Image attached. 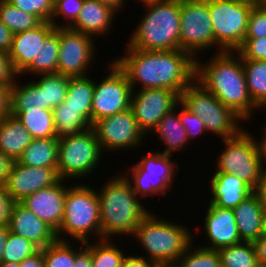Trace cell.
I'll return each mask as SVG.
<instances>
[{
  "label": "cell",
  "instance_id": "cell-1",
  "mask_svg": "<svg viewBox=\"0 0 266 267\" xmlns=\"http://www.w3.org/2000/svg\"><path fill=\"white\" fill-rule=\"evenodd\" d=\"M125 52L113 60L126 73L132 91L140 85L139 89L164 88L180 96L195 80L196 59L186 51H147L127 45Z\"/></svg>",
  "mask_w": 266,
  "mask_h": 267
},
{
  "label": "cell",
  "instance_id": "cell-2",
  "mask_svg": "<svg viewBox=\"0 0 266 267\" xmlns=\"http://www.w3.org/2000/svg\"><path fill=\"white\" fill-rule=\"evenodd\" d=\"M212 56L204 63L196 58L195 80L246 123L259 108L249 94L241 55L222 51Z\"/></svg>",
  "mask_w": 266,
  "mask_h": 267
},
{
  "label": "cell",
  "instance_id": "cell-3",
  "mask_svg": "<svg viewBox=\"0 0 266 267\" xmlns=\"http://www.w3.org/2000/svg\"><path fill=\"white\" fill-rule=\"evenodd\" d=\"M97 190L100 209L101 240L114 236L129 237L134 234L141 220L152 210L142 205V198L134 193L130 181L122 173L107 177ZM99 190V192H98ZM113 236V237H111Z\"/></svg>",
  "mask_w": 266,
  "mask_h": 267
},
{
  "label": "cell",
  "instance_id": "cell-4",
  "mask_svg": "<svg viewBox=\"0 0 266 267\" xmlns=\"http://www.w3.org/2000/svg\"><path fill=\"white\" fill-rule=\"evenodd\" d=\"M142 4L145 14L127 45L147 51L179 49L180 0H150Z\"/></svg>",
  "mask_w": 266,
  "mask_h": 267
},
{
  "label": "cell",
  "instance_id": "cell-5",
  "mask_svg": "<svg viewBox=\"0 0 266 267\" xmlns=\"http://www.w3.org/2000/svg\"><path fill=\"white\" fill-rule=\"evenodd\" d=\"M157 217L149 212L132 235L146 251L147 259L159 266H174L195 239L190 227ZM148 253V254H147Z\"/></svg>",
  "mask_w": 266,
  "mask_h": 267
},
{
  "label": "cell",
  "instance_id": "cell-6",
  "mask_svg": "<svg viewBox=\"0 0 266 267\" xmlns=\"http://www.w3.org/2000/svg\"><path fill=\"white\" fill-rule=\"evenodd\" d=\"M82 182L73 181L66 190L63 222L56 232L57 240H74L75 244L90 242L94 236L95 240H101L98 194L93 186ZM65 236L71 239L66 240Z\"/></svg>",
  "mask_w": 266,
  "mask_h": 267
},
{
  "label": "cell",
  "instance_id": "cell-7",
  "mask_svg": "<svg viewBox=\"0 0 266 267\" xmlns=\"http://www.w3.org/2000/svg\"><path fill=\"white\" fill-rule=\"evenodd\" d=\"M180 103L201 119L207 133L216 134L221 140L234 137L243 129L240 124L245 121L196 80L181 92Z\"/></svg>",
  "mask_w": 266,
  "mask_h": 267
},
{
  "label": "cell",
  "instance_id": "cell-8",
  "mask_svg": "<svg viewBox=\"0 0 266 267\" xmlns=\"http://www.w3.org/2000/svg\"><path fill=\"white\" fill-rule=\"evenodd\" d=\"M245 126L234 137L222 139L225 144L217 157L215 172H226L237 176L253 190L258 186L263 165L258 139Z\"/></svg>",
  "mask_w": 266,
  "mask_h": 267
},
{
  "label": "cell",
  "instance_id": "cell-9",
  "mask_svg": "<svg viewBox=\"0 0 266 267\" xmlns=\"http://www.w3.org/2000/svg\"><path fill=\"white\" fill-rule=\"evenodd\" d=\"M249 0H208L214 31L215 52H237L243 45L249 14L255 5Z\"/></svg>",
  "mask_w": 266,
  "mask_h": 267
},
{
  "label": "cell",
  "instance_id": "cell-10",
  "mask_svg": "<svg viewBox=\"0 0 266 267\" xmlns=\"http://www.w3.org/2000/svg\"><path fill=\"white\" fill-rule=\"evenodd\" d=\"M104 155L95 132L89 128L74 136L59 139L57 172L62 180L85 179L99 167Z\"/></svg>",
  "mask_w": 266,
  "mask_h": 267
},
{
  "label": "cell",
  "instance_id": "cell-11",
  "mask_svg": "<svg viewBox=\"0 0 266 267\" xmlns=\"http://www.w3.org/2000/svg\"><path fill=\"white\" fill-rule=\"evenodd\" d=\"M171 158L172 155L162 154L158 150L156 152L149 151L147 154H143L141 160L136 164H132L131 176L126 171L125 173L121 172L130 181L134 193L139 198L144 199L147 196L154 198L159 194L166 196L168 195L167 190H171V186L176 181L175 177L180 169L179 164Z\"/></svg>",
  "mask_w": 266,
  "mask_h": 267
},
{
  "label": "cell",
  "instance_id": "cell-12",
  "mask_svg": "<svg viewBox=\"0 0 266 267\" xmlns=\"http://www.w3.org/2000/svg\"><path fill=\"white\" fill-rule=\"evenodd\" d=\"M180 23V50L190 53L196 59L199 53L202 54L201 51L214 48L208 0H180Z\"/></svg>",
  "mask_w": 266,
  "mask_h": 267
},
{
  "label": "cell",
  "instance_id": "cell-13",
  "mask_svg": "<svg viewBox=\"0 0 266 267\" xmlns=\"http://www.w3.org/2000/svg\"><path fill=\"white\" fill-rule=\"evenodd\" d=\"M109 63V74L101 82L94 81L91 124L130 108L132 88L128 77L114 60Z\"/></svg>",
  "mask_w": 266,
  "mask_h": 267
},
{
  "label": "cell",
  "instance_id": "cell-14",
  "mask_svg": "<svg viewBox=\"0 0 266 267\" xmlns=\"http://www.w3.org/2000/svg\"><path fill=\"white\" fill-rule=\"evenodd\" d=\"M96 39L70 27H59L57 73L69 77L90 75L89 66L95 63L94 59L98 54Z\"/></svg>",
  "mask_w": 266,
  "mask_h": 267
},
{
  "label": "cell",
  "instance_id": "cell-15",
  "mask_svg": "<svg viewBox=\"0 0 266 267\" xmlns=\"http://www.w3.org/2000/svg\"><path fill=\"white\" fill-rule=\"evenodd\" d=\"M95 132L102 152H117L121 149H138L146 139V135L140 129L132 110L129 108L123 112L99 119L91 124ZM145 136V137H144Z\"/></svg>",
  "mask_w": 266,
  "mask_h": 267
},
{
  "label": "cell",
  "instance_id": "cell-16",
  "mask_svg": "<svg viewBox=\"0 0 266 267\" xmlns=\"http://www.w3.org/2000/svg\"><path fill=\"white\" fill-rule=\"evenodd\" d=\"M180 102V96L164 88L132 91L130 109L145 135H150L166 113Z\"/></svg>",
  "mask_w": 266,
  "mask_h": 267
},
{
  "label": "cell",
  "instance_id": "cell-17",
  "mask_svg": "<svg viewBox=\"0 0 266 267\" xmlns=\"http://www.w3.org/2000/svg\"><path fill=\"white\" fill-rule=\"evenodd\" d=\"M60 180L57 168L31 167L13 161L5 182L7 192L15 202Z\"/></svg>",
  "mask_w": 266,
  "mask_h": 267
},
{
  "label": "cell",
  "instance_id": "cell-18",
  "mask_svg": "<svg viewBox=\"0 0 266 267\" xmlns=\"http://www.w3.org/2000/svg\"><path fill=\"white\" fill-rule=\"evenodd\" d=\"M64 183L67 184L66 180L60 179L56 184L43 188L20 202L55 232L63 222L64 197L68 188Z\"/></svg>",
  "mask_w": 266,
  "mask_h": 267
},
{
  "label": "cell",
  "instance_id": "cell-19",
  "mask_svg": "<svg viewBox=\"0 0 266 267\" xmlns=\"http://www.w3.org/2000/svg\"><path fill=\"white\" fill-rule=\"evenodd\" d=\"M203 220V231L207 249L218 250L243 242L239 236L235 216L232 209L221 208L209 203ZM209 243V244H208Z\"/></svg>",
  "mask_w": 266,
  "mask_h": 267
},
{
  "label": "cell",
  "instance_id": "cell-20",
  "mask_svg": "<svg viewBox=\"0 0 266 267\" xmlns=\"http://www.w3.org/2000/svg\"><path fill=\"white\" fill-rule=\"evenodd\" d=\"M50 21H42L36 27L13 35L8 57L14 73L19 76L38 57L41 44L55 30Z\"/></svg>",
  "mask_w": 266,
  "mask_h": 267
},
{
  "label": "cell",
  "instance_id": "cell-21",
  "mask_svg": "<svg viewBox=\"0 0 266 267\" xmlns=\"http://www.w3.org/2000/svg\"><path fill=\"white\" fill-rule=\"evenodd\" d=\"M8 226L10 232L30 240L40 249L57 240L56 232L20 202L14 203Z\"/></svg>",
  "mask_w": 266,
  "mask_h": 267
},
{
  "label": "cell",
  "instance_id": "cell-22",
  "mask_svg": "<svg viewBox=\"0 0 266 267\" xmlns=\"http://www.w3.org/2000/svg\"><path fill=\"white\" fill-rule=\"evenodd\" d=\"M210 185L209 203L226 209H234L254 192L242 179L226 172H214Z\"/></svg>",
  "mask_w": 266,
  "mask_h": 267
},
{
  "label": "cell",
  "instance_id": "cell-23",
  "mask_svg": "<svg viewBox=\"0 0 266 267\" xmlns=\"http://www.w3.org/2000/svg\"><path fill=\"white\" fill-rule=\"evenodd\" d=\"M116 15L113 9L97 0H84L79 16L70 28L94 38L103 36L111 31Z\"/></svg>",
  "mask_w": 266,
  "mask_h": 267
},
{
  "label": "cell",
  "instance_id": "cell-24",
  "mask_svg": "<svg viewBox=\"0 0 266 267\" xmlns=\"http://www.w3.org/2000/svg\"><path fill=\"white\" fill-rule=\"evenodd\" d=\"M233 210L237 230L242 241L253 242L261 236L263 207L253 192Z\"/></svg>",
  "mask_w": 266,
  "mask_h": 267
},
{
  "label": "cell",
  "instance_id": "cell-25",
  "mask_svg": "<svg viewBox=\"0 0 266 267\" xmlns=\"http://www.w3.org/2000/svg\"><path fill=\"white\" fill-rule=\"evenodd\" d=\"M32 140V135L14 115L0 119V151L12 161L18 160Z\"/></svg>",
  "mask_w": 266,
  "mask_h": 267
},
{
  "label": "cell",
  "instance_id": "cell-26",
  "mask_svg": "<svg viewBox=\"0 0 266 267\" xmlns=\"http://www.w3.org/2000/svg\"><path fill=\"white\" fill-rule=\"evenodd\" d=\"M38 77L41 78L28 81L22 86L18 83L19 78H15L10 87V111L48 109L44 97V75Z\"/></svg>",
  "mask_w": 266,
  "mask_h": 267
},
{
  "label": "cell",
  "instance_id": "cell-27",
  "mask_svg": "<svg viewBox=\"0 0 266 267\" xmlns=\"http://www.w3.org/2000/svg\"><path fill=\"white\" fill-rule=\"evenodd\" d=\"M179 103L170 112L160 120L157 127L152 131L161 139L166 146L162 154L172 155L180 150H186V145L189 142L185 128L180 122L178 116Z\"/></svg>",
  "mask_w": 266,
  "mask_h": 267
},
{
  "label": "cell",
  "instance_id": "cell-28",
  "mask_svg": "<svg viewBox=\"0 0 266 267\" xmlns=\"http://www.w3.org/2000/svg\"><path fill=\"white\" fill-rule=\"evenodd\" d=\"M58 138L33 139L17 162L31 167L57 168Z\"/></svg>",
  "mask_w": 266,
  "mask_h": 267
},
{
  "label": "cell",
  "instance_id": "cell-29",
  "mask_svg": "<svg viewBox=\"0 0 266 267\" xmlns=\"http://www.w3.org/2000/svg\"><path fill=\"white\" fill-rule=\"evenodd\" d=\"M59 52V27L46 38L41 44L38 57L19 75L33 74L35 77L44 74L57 73ZM37 75V76H36Z\"/></svg>",
  "mask_w": 266,
  "mask_h": 267
},
{
  "label": "cell",
  "instance_id": "cell-30",
  "mask_svg": "<svg viewBox=\"0 0 266 267\" xmlns=\"http://www.w3.org/2000/svg\"><path fill=\"white\" fill-rule=\"evenodd\" d=\"M89 77L91 76L70 77L67 95L63 102L77 109L91 123L94 81Z\"/></svg>",
  "mask_w": 266,
  "mask_h": 267
},
{
  "label": "cell",
  "instance_id": "cell-31",
  "mask_svg": "<svg viewBox=\"0 0 266 267\" xmlns=\"http://www.w3.org/2000/svg\"><path fill=\"white\" fill-rule=\"evenodd\" d=\"M10 114L23 124L33 139L56 138L52 110L10 111Z\"/></svg>",
  "mask_w": 266,
  "mask_h": 267
},
{
  "label": "cell",
  "instance_id": "cell-32",
  "mask_svg": "<svg viewBox=\"0 0 266 267\" xmlns=\"http://www.w3.org/2000/svg\"><path fill=\"white\" fill-rule=\"evenodd\" d=\"M56 138L74 136L91 128V123L73 107L64 102L52 109Z\"/></svg>",
  "mask_w": 266,
  "mask_h": 267
},
{
  "label": "cell",
  "instance_id": "cell-33",
  "mask_svg": "<svg viewBox=\"0 0 266 267\" xmlns=\"http://www.w3.org/2000/svg\"><path fill=\"white\" fill-rule=\"evenodd\" d=\"M249 94L255 105L266 108V60L242 59Z\"/></svg>",
  "mask_w": 266,
  "mask_h": 267
},
{
  "label": "cell",
  "instance_id": "cell-34",
  "mask_svg": "<svg viewBox=\"0 0 266 267\" xmlns=\"http://www.w3.org/2000/svg\"><path fill=\"white\" fill-rule=\"evenodd\" d=\"M223 267H257L256 251L252 242H241L236 245L218 249Z\"/></svg>",
  "mask_w": 266,
  "mask_h": 267
},
{
  "label": "cell",
  "instance_id": "cell-35",
  "mask_svg": "<svg viewBox=\"0 0 266 267\" xmlns=\"http://www.w3.org/2000/svg\"><path fill=\"white\" fill-rule=\"evenodd\" d=\"M126 254L112 239L91 243L92 267H121Z\"/></svg>",
  "mask_w": 266,
  "mask_h": 267
},
{
  "label": "cell",
  "instance_id": "cell-36",
  "mask_svg": "<svg viewBox=\"0 0 266 267\" xmlns=\"http://www.w3.org/2000/svg\"><path fill=\"white\" fill-rule=\"evenodd\" d=\"M0 21L4 23L13 34L32 29L41 23L35 15L16 8L7 0H0Z\"/></svg>",
  "mask_w": 266,
  "mask_h": 267
},
{
  "label": "cell",
  "instance_id": "cell-37",
  "mask_svg": "<svg viewBox=\"0 0 266 267\" xmlns=\"http://www.w3.org/2000/svg\"><path fill=\"white\" fill-rule=\"evenodd\" d=\"M193 243L194 241L180 256L174 265L175 267H221L218 250L207 249L201 247V244L195 245Z\"/></svg>",
  "mask_w": 266,
  "mask_h": 267
},
{
  "label": "cell",
  "instance_id": "cell-38",
  "mask_svg": "<svg viewBox=\"0 0 266 267\" xmlns=\"http://www.w3.org/2000/svg\"><path fill=\"white\" fill-rule=\"evenodd\" d=\"M70 242L56 240L43 248L44 267H73L75 250Z\"/></svg>",
  "mask_w": 266,
  "mask_h": 267
},
{
  "label": "cell",
  "instance_id": "cell-39",
  "mask_svg": "<svg viewBox=\"0 0 266 267\" xmlns=\"http://www.w3.org/2000/svg\"><path fill=\"white\" fill-rule=\"evenodd\" d=\"M39 250L40 248L30 240L9 232L4 246L3 261L21 263Z\"/></svg>",
  "mask_w": 266,
  "mask_h": 267
},
{
  "label": "cell",
  "instance_id": "cell-40",
  "mask_svg": "<svg viewBox=\"0 0 266 267\" xmlns=\"http://www.w3.org/2000/svg\"><path fill=\"white\" fill-rule=\"evenodd\" d=\"M69 78L58 73L44 74V97L48 110H52L65 100Z\"/></svg>",
  "mask_w": 266,
  "mask_h": 267
},
{
  "label": "cell",
  "instance_id": "cell-41",
  "mask_svg": "<svg viewBox=\"0 0 266 267\" xmlns=\"http://www.w3.org/2000/svg\"><path fill=\"white\" fill-rule=\"evenodd\" d=\"M83 2L84 0H54L51 23L55 27H70L78 18ZM57 17L65 20L59 24Z\"/></svg>",
  "mask_w": 266,
  "mask_h": 267
},
{
  "label": "cell",
  "instance_id": "cell-42",
  "mask_svg": "<svg viewBox=\"0 0 266 267\" xmlns=\"http://www.w3.org/2000/svg\"><path fill=\"white\" fill-rule=\"evenodd\" d=\"M16 8L35 15L41 22L50 21L54 0H7Z\"/></svg>",
  "mask_w": 266,
  "mask_h": 267
},
{
  "label": "cell",
  "instance_id": "cell-43",
  "mask_svg": "<svg viewBox=\"0 0 266 267\" xmlns=\"http://www.w3.org/2000/svg\"><path fill=\"white\" fill-rule=\"evenodd\" d=\"M179 108L180 110L178 111V116L181 124L185 128V132L187 134L189 142L192 139L194 140V138L197 137L198 135L200 136L207 132L204 123L197 115L190 112L180 102H179Z\"/></svg>",
  "mask_w": 266,
  "mask_h": 267
},
{
  "label": "cell",
  "instance_id": "cell-44",
  "mask_svg": "<svg viewBox=\"0 0 266 267\" xmlns=\"http://www.w3.org/2000/svg\"><path fill=\"white\" fill-rule=\"evenodd\" d=\"M266 36V9L255 4L249 14L245 38Z\"/></svg>",
  "mask_w": 266,
  "mask_h": 267
},
{
  "label": "cell",
  "instance_id": "cell-45",
  "mask_svg": "<svg viewBox=\"0 0 266 267\" xmlns=\"http://www.w3.org/2000/svg\"><path fill=\"white\" fill-rule=\"evenodd\" d=\"M242 59L266 60V36L245 38L242 47L237 51Z\"/></svg>",
  "mask_w": 266,
  "mask_h": 267
},
{
  "label": "cell",
  "instance_id": "cell-46",
  "mask_svg": "<svg viewBox=\"0 0 266 267\" xmlns=\"http://www.w3.org/2000/svg\"><path fill=\"white\" fill-rule=\"evenodd\" d=\"M14 203L15 201L7 192L5 184H0V226L9 225Z\"/></svg>",
  "mask_w": 266,
  "mask_h": 267
},
{
  "label": "cell",
  "instance_id": "cell-47",
  "mask_svg": "<svg viewBox=\"0 0 266 267\" xmlns=\"http://www.w3.org/2000/svg\"><path fill=\"white\" fill-rule=\"evenodd\" d=\"M17 76L11 66L7 53L0 52V84L12 85Z\"/></svg>",
  "mask_w": 266,
  "mask_h": 267
},
{
  "label": "cell",
  "instance_id": "cell-48",
  "mask_svg": "<svg viewBox=\"0 0 266 267\" xmlns=\"http://www.w3.org/2000/svg\"><path fill=\"white\" fill-rule=\"evenodd\" d=\"M79 243L80 248L78 246L75 249V262L73 267H92L91 242Z\"/></svg>",
  "mask_w": 266,
  "mask_h": 267
},
{
  "label": "cell",
  "instance_id": "cell-49",
  "mask_svg": "<svg viewBox=\"0 0 266 267\" xmlns=\"http://www.w3.org/2000/svg\"><path fill=\"white\" fill-rule=\"evenodd\" d=\"M121 267H159V265L151 260L139 255H126L123 259Z\"/></svg>",
  "mask_w": 266,
  "mask_h": 267
},
{
  "label": "cell",
  "instance_id": "cell-50",
  "mask_svg": "<svg viewBox=\"0 0 266 267\" xmlns=\"http://www.w3.org/2000/svg\"><path fill=\"white\" fill-rule=\"evenodd\" d=\"M0 84V119L10 114V87Z\"/></svg>",
  "mask_w": 266,
  "mask_h": 267
},
{
  "label": "cell",
  "instance_id": "cell-51",
  "mask_svg": "<svg viewBox=\"0 0 266 267\" xmlns=\"http://www.w3.org/2000/svg\"><path fill=\"white\" fill-rule=\"evenodd\" d=\"M13 35V32L0 21V52L8 53Z\"/></svg>",
  "mask_w": 266,
  "mask_h": 267
},
{
  "label": "cell",
  "instance_id": "cell-52",
  "mask_svg": "<svg viewBox=\"0 0 266 267\" xmlns=\"http://www.w3.org/2000/svg\"><path fill=\"white\" fill-rule=\"evenodd\" d=\"M252 243L256 251L258 264L266 266V236H260Z\"/></svg>",
  "mask_w": 266,
  "mask_h": 267
},
{
  "label": "cell",
  "instance_id": "cell-53",
  "mask_svg": "<svg viewBox=\"0 0 266 267\" xmlns=\"http://www.w3.org/2000/svg\"><path fill=\"white\" fill-rule=\"evenodd\" d=\"M20 267H44L43 249H40L32 256L25 258L20 263Z\"/></svg>",
  "mask_w": 266,
  "mask_h": 267
},
{
  "label": "cell",
  "instance_id": "cell-54",
  "mask_svg": "<svg viewBox=\"0 0 266 267\" xmlns=\"http://www.w3.org/2000/svg\"><path fill=\"white\" fill-rule=\"evenodd\" d=\"M12 162L8 156L0 151V184H5Z\"/></svg>",
  "mask_w": 266,
  "mask_h": 267
},
{
  "label": "cell",
  "instance_id": "cell-55",
  "mask_svg": "<svg viewBox=\"0 0 266 267\" xmlns=\"http://www.w3.org/2000/svg\"><path fill=\"white\" fill-rule=\"evenodd\" d=\"M254 192L258 195L263 210H266V171L262 170L260 181Z\"/></svg>",
  "mask_w": 266,
  "mask_h": 267
},
{
  "label": "cell",
  "instance_id": "cell-56",
  "mask_svg": "<svg viewBox=\"0 0 266 267\" xmlns=\"http://www.w3.org/2000/svg\"><path fill=\"white\" fill-rule=\"evenodd\" d=\"M100 4L107 5L111 9H113L116 13H120L122 9H125V5L127 4V0H97Z\"/></svg>",
  "mask_w": 266,
  "mask_h": 267
},
{
  "label": "cell",
  "instance_id": "cell-57",
  "mask_svg": "<svg viewBox=\"0 0 266 267\" xmlns=\"http://www.w3.org/2000/svg\"><path fill=\"white\" fill-rule=\"evenodd\" d=\"M10 232L9 226H0V263L3 261L4 246Z\"/></svg>",
  "mask_w": 266,
  "mask_h": 267
},
{
  "label": "cell",
  "instance_id": "cell-58",
  "mask_svg": "<svg viewBox=\"0 0 266 267\" xmlns=\"http://www.w3.org/2000/svg\"><path fill=\"white\" fill-rule=\"evenodd\" d=\"M263 130H264L263 131L264 133H262L263 136L260 140L258 139V142L260 146L263 170L266 171V126L264 127Z\"/></svg>",
  "mask_w": 266,
  "mask_h": 267
},
{
  "label": "cell",
  "instance_id": "cell-59",
  "mask_svg": "<svg viewBox=\"0 0 266 267\" xmlns=\"http://www.w3.org/2000/svg\"><path fill=\"white\" fill-rule=\"evenodd\" d=\"M261 236H266V210H263V214H262Z\"/></svg>",
  "mask_w": 266,
  "mask_h": 267
},
{
  "label": "cell",
  "instance_id": "cell-60",
  "mask_svg": "<svg viewBox=\"0 0 266 267\" xmlns=\"http://www.w3.org/2000/svg\"><path fill=\"white\" fill-rule=\"evenodd\" d=\"M0 267H20V263L2 261Z\"/></svg>",
  "mask_w": 266,
  "mask_h": 267
},
{
  "label": "cell",
  "instance_id": "cell-61",
  "mask_svg": "<svg viewBox=\"0 0 266 267\" xmlns=\"http://www.w3.org/2000/svg\"><path fill=\"white\" fill-rule=\"evenodd\" d=\"M256 4H257L259 7L263 8V9H266V0H257V1H256Z\"/></svg>",
  "mask_w": 266,
  "mask_h": 267
},
{
  "label": "cell",
  "instance_id": "cell-62",
  "mask_svg": "<svg viewBox=\"0 0 266 267\" xmlns=\"http://www.w3.org/2000/svg\"><path fill=\"white\" fill-rule=\"evenodd\" d=\"M140 3L145 2V1H150V0H138Z\"/></svg>",
  "mask_w": 266,
  "mask_h": 267
},
{
  "label": "cell",
  "instance_id": "cell-63",
  "mask_svg": "<svg viewBox=\"0 0 266 267\" xmlns=\"http://www.w3.org/2000/svg\"><path fill=\"white\" fill-rule=\"evenodd\" d=\"M159 267H175V266H159Z\"/></svg>",
  "mask_w": 266,
  "mask_h": 267
}]
</instances>
